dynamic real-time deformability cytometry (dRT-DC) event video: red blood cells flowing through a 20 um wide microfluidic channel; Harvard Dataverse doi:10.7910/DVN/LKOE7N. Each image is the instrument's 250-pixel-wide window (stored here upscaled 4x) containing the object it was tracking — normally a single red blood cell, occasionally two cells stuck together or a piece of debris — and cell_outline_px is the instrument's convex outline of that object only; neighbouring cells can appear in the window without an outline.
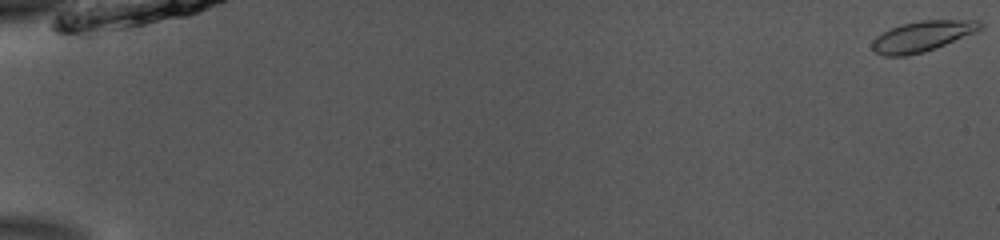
{"species": "common noctule bat (a hibernating species)", "species_latin": "Nyctalus noctula", "temperature_condition": "room temperature", "stored_images_in_passage": 54, "camera_frame_rate_fps": 3000, "um_per_image_px": 0.085, "animal": {"sex": "male", "body_mass_g": 13.0, "forearm_length_mm": 53.1}, "frame": {"image": 1, "passage_image": 1, "time_ms": 0.0, "image_size_px": [1000, 240], "cell_outline_px": [[984, 24], [980, 28], [972, 32], [936, 48], [924, 52], [904, 56], [884, 56], [876, 52], [872, 48], [872, 40], [876, 36], [888, 28], [900, 24], [920, 20], [980, 20]], "centroid_in_image_um": [78.32, 3.07], "position_along_channel_um": 6.7, "area_um2": 19.07}}
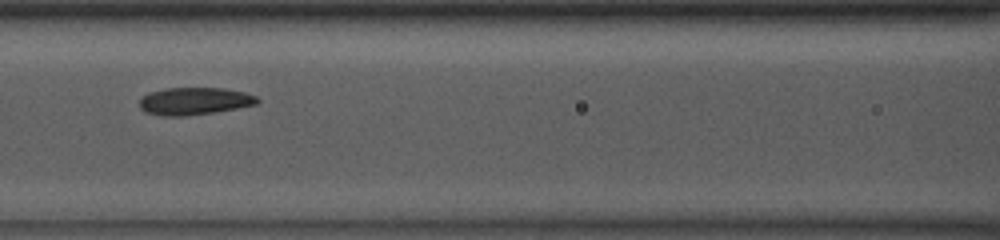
{"frame": {"image": 2, "passage_image": 26, "time_ms": 8.333, "image_size_px": [1000, 240], "cell_outline_px": [[260, 100], [256, 104], [236, 108], [212, 112], [184, 116], [164, 116], [148, 112], [140, 108], [140, 100], [148, 92], [168, 88], [224, 88], [244, 92], [256, 96]], "centroid_in_image_um": [16.53, 8.58], "position_along_channel_um": 150.1, "area_um2": 18.55}}
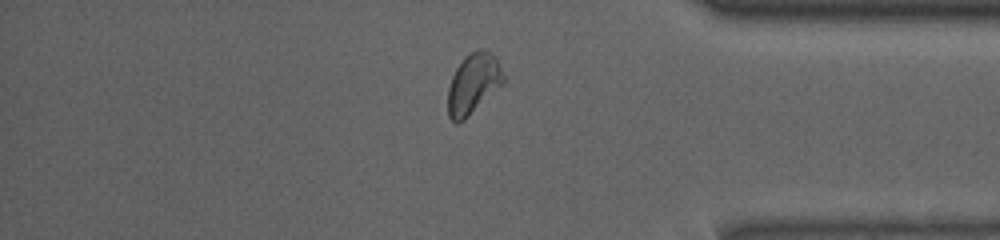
{"frame": {"image": 3, "passage_image": 46, "time_ms": 15.0, "image_size_px": [1000, 240], "cell_outline_px": [[504, 84], [464, 120], [456, 124], [448, 116], [448, 88], [452, 76], [456, 68], [464, 56], [468, 52], [480, 48], [484, 48], [496, 56], [504, 76]], "centroid_in_image_um": [40.24, 7.09], "position_along_channel_um": 395.0, "area_um2": 19.83}, "authors_computed_cell_mechanics": {"area_um2": 19.0162, "velocity_mm_per_s": 3.8943, "shape_relaxation_time_tau1_ms": null, "shape_relaxation_time_tau2_ms": 2.535, "deformation_change_tau1": null, "deformation_change_tau2": 0.0831}}